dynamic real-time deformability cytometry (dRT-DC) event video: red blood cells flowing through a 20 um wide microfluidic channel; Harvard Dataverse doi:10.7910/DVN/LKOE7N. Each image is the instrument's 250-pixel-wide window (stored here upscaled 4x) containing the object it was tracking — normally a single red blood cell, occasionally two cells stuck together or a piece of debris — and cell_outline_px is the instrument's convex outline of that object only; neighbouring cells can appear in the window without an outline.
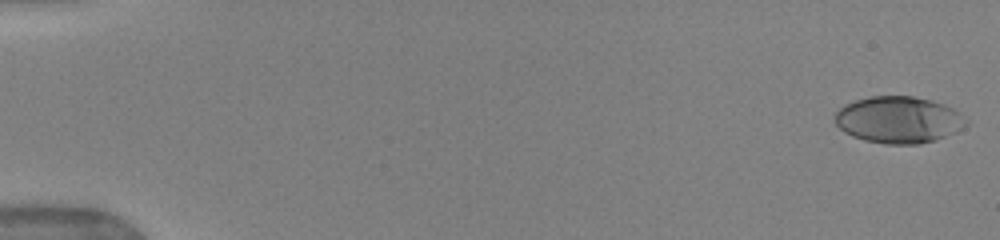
{"species": "human", "species_latin": "Homo sapiens", "temperature_condition": "warm", "stored_images_in_passage": 52, "camera_frame_rate_fps": 3000, "um_per_image_px": 0.085, "donor": {"sex": "female"}, "frame": {"image": 1, "passage_image": 1, "time_ms": 0.0, "image_size_px": [1000, 240], "cell_outline_px": [[968, 124], [956, 132], [936, 140], [920, 144], [884, 144], [864, 140], [852, 136], [844, 132], [836, 124], [836, 112], [844, 104], [852, 100], [872, 96], [912, 96], [932, 100], [944, 104], [960, 112], [968, 120]], "centroid_in_image_um": [76.4, 10.18], "position_along_channel_um": 8.6, "area_um2": 36.01}}
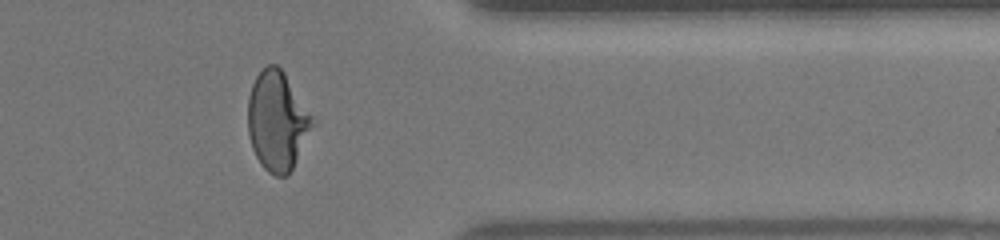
{"frame": {"image": 2, "passage_image": 43, "time_ms": 14.0, "image_size_px": [1000, 240], "cell_outline_px": [[316, 124], [288, 176], [276, 176], [268, 172], [260, 164], [252, 148], [248, 132], [248, 96], [252, 84], [256, 76], [268, 64], [276, 64], [284, 72], [312, 116]], "centroid_in_image_um": [23.57, 10.3], "position_along_channel_um": 387.8, "area_um2": 37.34}}
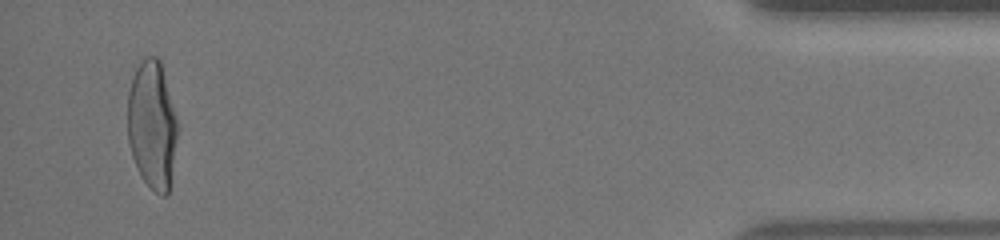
{"frame": {"image": 3, "passage_image": 50, "time_ms": 16.333, "image_size_px": [1000, 240], "cell_outline_px": [[176, 140], [168, 196], [160, 196], [140, 176], [136, 168], [132, 156], [128, 140], [128, 92], [132, 76], [136, 68], [144, 56], [156, 56], [160, 60], [176, 116]], "centroid_in_image_um": [12.91, 10.61], "position_along_channel_um": 422.3, "area_um2": 37.05}, "authors_computed_cell_mechanics": {"area_um2": 36.2695, "velocity_mm_per_s": 3.959, "shape_relaxation_time_tau1_ms": 6.7812, "shape_relaxation_time_tau2_ms": 0.7515, "deformation_change_tau1": 0.2726, "deformation_change_tau2": 0.0647}}